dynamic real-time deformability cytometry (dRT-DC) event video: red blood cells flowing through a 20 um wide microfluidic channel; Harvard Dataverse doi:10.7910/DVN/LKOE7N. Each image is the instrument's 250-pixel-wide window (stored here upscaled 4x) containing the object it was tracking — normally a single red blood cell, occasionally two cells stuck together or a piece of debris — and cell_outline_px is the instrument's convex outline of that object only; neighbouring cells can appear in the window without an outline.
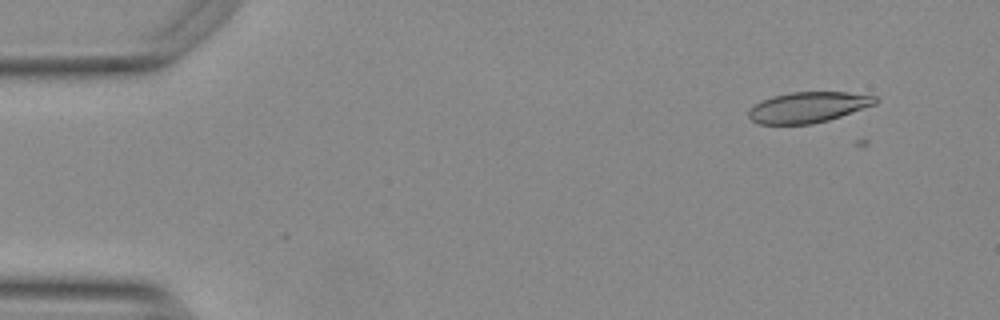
{"species": "Egyptian fruit bat (a non-hibernating species)", "species_latin": "Rousettus aegyptiacus", "temperature_condition": "warm", "stored_images_in_passage": 3, "camera_frame_rate_fps": 3000, "um_per_image_px": 0.085, "animal": {"sex": "female"}, "frame": {"image": 1, "passage_image": 2, "time_ms": 0.333, "image_size_px": [1000, 320], "cell_outline_px": [[880, 100], [876, 104], [828, 120], [812, 124], [760, 124], [752, 120], [748, 116], [748, 108], [760, 100], [772, 96], [792, 92], [848, 92], [876, 96]], "centroid_in_image_um": [68.67, 9.11], "position_along_channel_um": 16.3, "area_um2": 22.77}}